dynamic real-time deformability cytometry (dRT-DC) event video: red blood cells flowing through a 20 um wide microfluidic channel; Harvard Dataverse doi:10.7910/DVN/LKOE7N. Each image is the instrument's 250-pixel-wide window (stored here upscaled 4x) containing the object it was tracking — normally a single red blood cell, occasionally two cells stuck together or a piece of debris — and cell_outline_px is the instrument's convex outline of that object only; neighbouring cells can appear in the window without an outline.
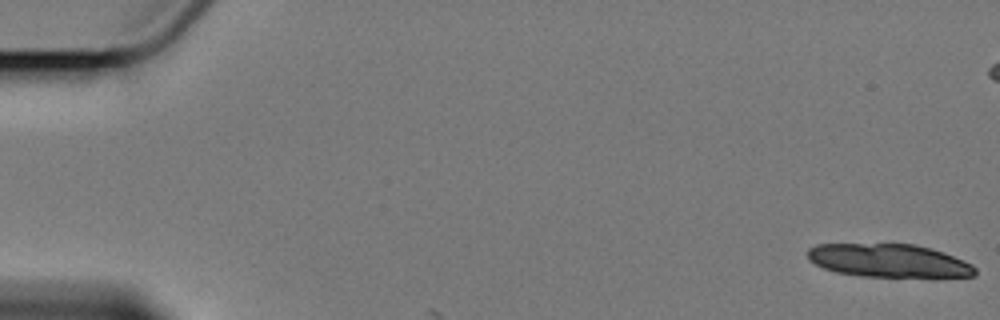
{"species": "Egyptian fruit bat (a non-hibernating species)", "species_latin": "Rousettus aegyptiacus", "temperature_condition": "cold", "stored_images_in_passage": 7, "camera_frame_rate_fps": 3000, "um_per_image_px": 0.085, "animal": {"sex": "female"}, "frame": {"image": 1, "passage_image": 1, "time_ms": 0.0, "image_size_px": [1000, 320], "cell_outline_px": [[976, 276], [936, 280], [860, 276], [836, 272], [824, 268], [808, 260], [808, 248], [816, 244], [912, 244], [932, 248], [944, 252], [964, 260], [972, 264], [976, 268]], "centroid_in_image_um": [75.68, 22.21], "position_along_channel_um": 9.3, "area_um2": 33.93}}